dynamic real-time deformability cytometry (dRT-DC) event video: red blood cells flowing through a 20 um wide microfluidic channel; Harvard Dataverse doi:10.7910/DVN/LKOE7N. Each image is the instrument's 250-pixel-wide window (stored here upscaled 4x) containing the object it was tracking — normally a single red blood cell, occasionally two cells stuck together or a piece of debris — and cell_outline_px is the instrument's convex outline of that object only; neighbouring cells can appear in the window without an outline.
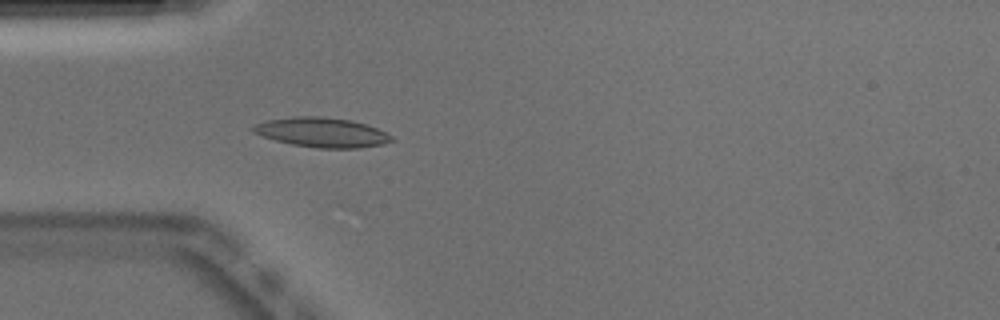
{"species": "Egyptian fruit bat (a non-hibernating species)", "species_latin": "Rousettus aegyptiacus", "temperature_condition": "warm", "stored_images_in_passage": 51, "camera_frame_rate_fps": 3000, "um_per_image_px": 0.085, "animal": {"sex": "male"}, "frame": {"image": 1, "passage_image": 15, "time_ms": 4.667, "image_size_px": [1000, 320], "cell_outline_px": [[396, 140], [384, 144], [360, 148], [320, 148], [292, 144], [276, 140], [252, 132], [252, 128], [256, 124], [268, 120], [292, 116], [320, 116], [352, 120], [376, 128], [392, 136]], "centroid_in_image_um": [27.39, 11.25], "position_along_channel_um": 57.6, "area_um2": 23.76}, "authors_computed_cell_mechanics": {"area_um2": 21.7906, "velocity_mm_per_s": 3.8686, "shape_relaxation_time_tau1_ms": 4.9382, "shape_relaxation_time_tau2_ms": 2.0276, "deformation_change_tau1": 0.1636, "deformation_change_tau2": 0.0771}}